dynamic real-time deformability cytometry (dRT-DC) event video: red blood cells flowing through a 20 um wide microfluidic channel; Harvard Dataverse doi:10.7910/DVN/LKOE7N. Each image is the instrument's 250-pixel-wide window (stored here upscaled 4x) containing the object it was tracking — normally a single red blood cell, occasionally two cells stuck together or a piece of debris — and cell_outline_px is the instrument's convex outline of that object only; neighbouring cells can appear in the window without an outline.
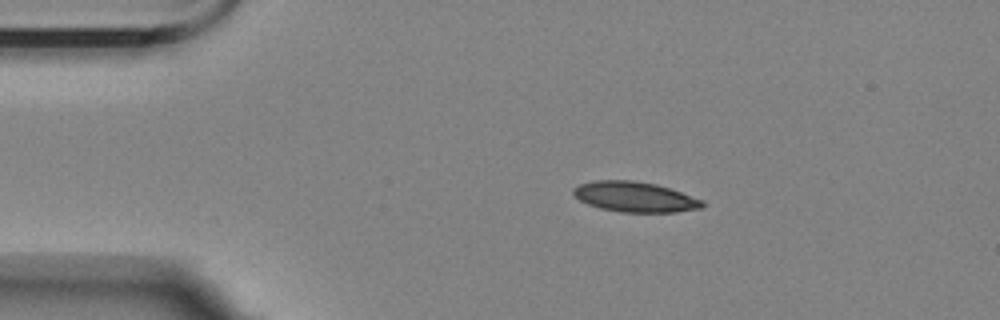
{"species": "Egyptian fruit bat (a non-hibernating species)", "species_latin": "Rousettus aegyptiacus", "temperature_condition": "room temperature", "stored_images_in_passage": 7, "camera_frame_rate_fps": 3000, "um_per_image_px": 0.085, "animal": {"sex": "female"}, "frame": {"image": 1, "passage_image": 1, "time_ms": 0.0, "image_size_px": [1000, 320], "cell_outline_px": [[704, 204], [700, 208], [672, 212], [620, 212], [600, 208], [588, 204], [580, 200], [572, 192], [572, 188], [580, 184], [592, 180], [632, 180], [656, 184], [704, 200]], "centroid_in_image_um": [53.93, 16.73], "position_along_channel_um": 31.1, "area_um2": 22.6}}
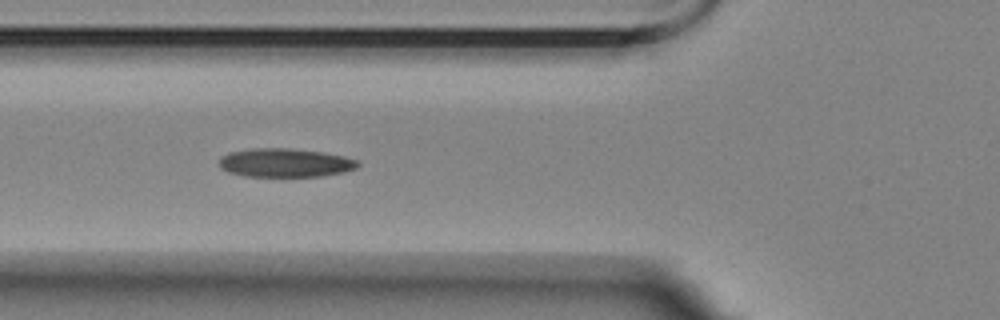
{"frame": {"image": 2, "passage_image": 4, "time_ms": 3.333, "image_size_px": [1000, 320], "cell_outline_px": [[360, 164], [356, 168], [344, 172], [320, 176], [244, 176], [228, 172], [220, 168], [220, 156], [228, 152], [252, 148], [292, 148], [324, 152], [344, 156], [356, 160]], "centroid_in_image_um": [24.22, 13.82], "position_along_channel_um": 101.6, "area_um2": 23.29}}
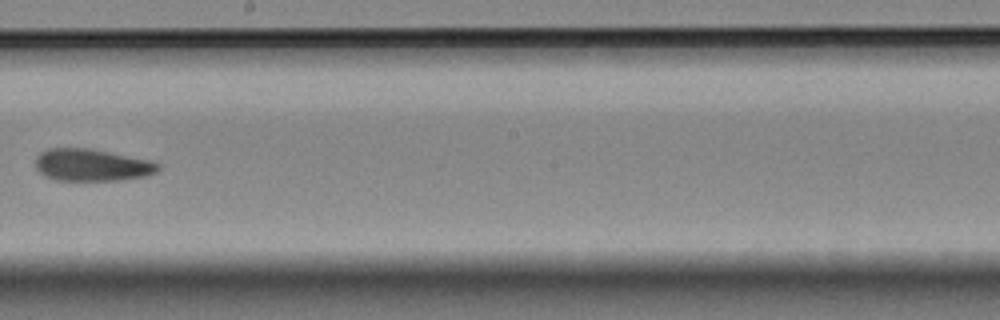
{"frame": {"image": 3, "passage_image": 7, "time_ms": 7.333, "image_size_px": [1000, 320], "cell_outline_px": [[160, 168], [156, 172], [144, 176], [116, 180], [56, 180], [44, 176], [36, 168], [36, 156], [40, 152], [48, 148], [88, 148], [152, 160], [160, 164]], "centroid_in_image_um": [7.79, 14.02], "position_along_channel_um": 240.4, "area_um2": 22.95}}